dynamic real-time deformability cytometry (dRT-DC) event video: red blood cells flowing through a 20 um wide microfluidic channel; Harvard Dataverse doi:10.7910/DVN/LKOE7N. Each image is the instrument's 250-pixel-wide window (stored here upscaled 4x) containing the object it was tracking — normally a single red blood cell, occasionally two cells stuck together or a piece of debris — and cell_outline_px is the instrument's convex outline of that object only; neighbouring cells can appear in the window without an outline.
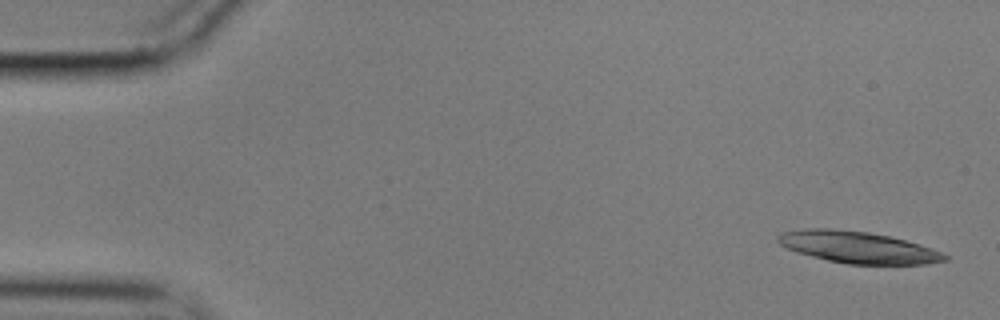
{"species": "common noctule bat (a hibernating species)", "species_latin": "Nyctalus noctula", "temperature_condition": "cold", "stored_images_in_passage": 17, "camera_frame_rate_fps": 3000, "um_per_image_px": 0.085, "animal": {"sex": "male", "body_mass_g": 17.9}, "frame": {"image": 1, "passage_image": 1, "time_ms": 0.0, "image_size_px": [1000, 320], "cell_outline_px": [[948, 260], [924, 264], [848, 264], [828, 260], [796, 252], [780, 244], [776, 240], [776, 236], [780, 232], [804, 228], [832, 228], [868, 232], [888, 236], [920, 244], [932, 248], [948, 256]], "centroid_in_image_um": [72.88, 21.01], "position_along_channel_um": 12.1, "area_um2": 30.75}}